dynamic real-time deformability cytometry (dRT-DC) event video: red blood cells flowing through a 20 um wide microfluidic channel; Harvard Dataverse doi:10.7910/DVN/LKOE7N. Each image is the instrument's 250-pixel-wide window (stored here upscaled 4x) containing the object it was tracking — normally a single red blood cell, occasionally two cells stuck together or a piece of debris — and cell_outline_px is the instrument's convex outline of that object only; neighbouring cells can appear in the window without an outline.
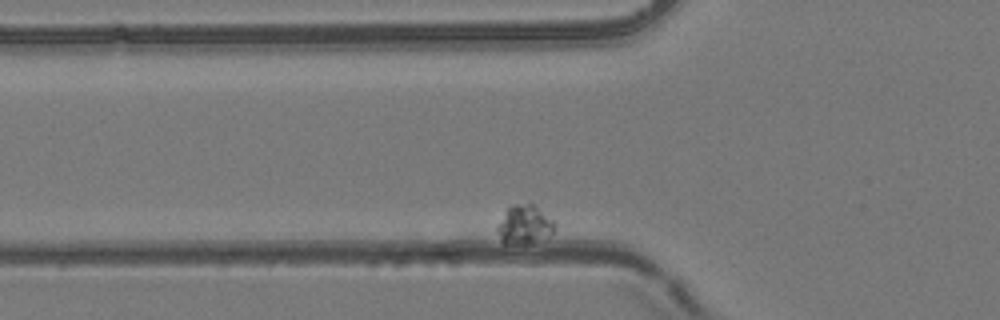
{"species": "common noctule bat (a hibernating species)", "species_latin": "Nyctalus noctula", "temperature_condition": "room temperature", "stored_images_in_passage": 2, "camera_frame_rate_fps": 3000, "um_per_image_px": 0.085, "animal": {"sex": "female", "body_mass_g": 24.6, "forearm_length_mm": 56.2}, "frame": {"image": 1, "passage_image": 2, "time_ms": 0.333, "image_size_px": [1000, 320], "cell_outline_px": [[556, 228], [548, 236], [532, 244], [504, 244], [500, 240], [496, 228], [496, 224], [508, 208], [512, 204], [528, 200], [556, 220]], "centroid_in_image_um": [44.59, 19.07], "position_along_channel_um": 81.2, "area_um2": 13.76}}